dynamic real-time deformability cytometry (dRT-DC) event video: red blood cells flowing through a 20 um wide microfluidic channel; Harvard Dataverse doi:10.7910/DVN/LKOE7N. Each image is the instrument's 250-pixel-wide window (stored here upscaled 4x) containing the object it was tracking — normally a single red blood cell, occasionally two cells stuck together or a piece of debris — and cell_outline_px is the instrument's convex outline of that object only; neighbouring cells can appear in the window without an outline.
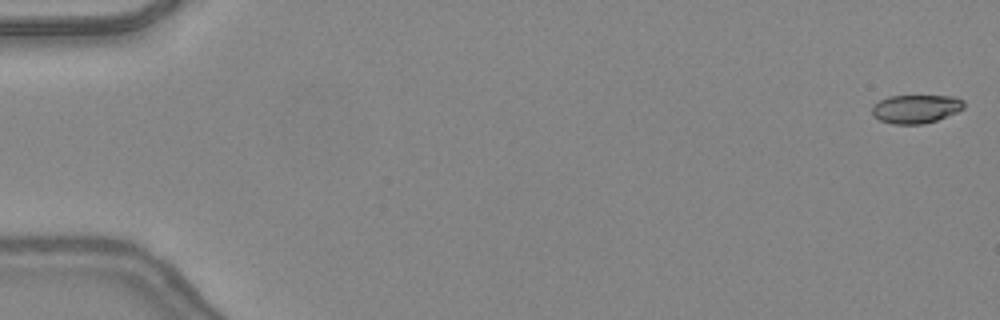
{"species": "common noctule bat (a hibernating species)", "species_latin": "Nyctalus noctula", "temperature_condition": "warm", "stored_images_in_passage": 48, "camera_frame_rate_fps": 3000, "um_per_image_px": 0.085, "animal": {"sex": "female", "body_mass_g": 24.6, "forearm_length_mm": 56.2}, "frame": {"image": 1, "passage_image": 1, "time_ms": 0.0, "image_size_px": [1000, 320], "cell_outline_px": [[964, 108], [956, 112], [936, 120], [924, 124], [892, 124], [880, 120], [872, 116], [872, 108], [880, 100], [888, 96], [952, 96], [964, 100]], "centroid_in_image_um": [77.84, 9.26], "position_along_channel_um": 7.2, "area_um2": 15.2}}
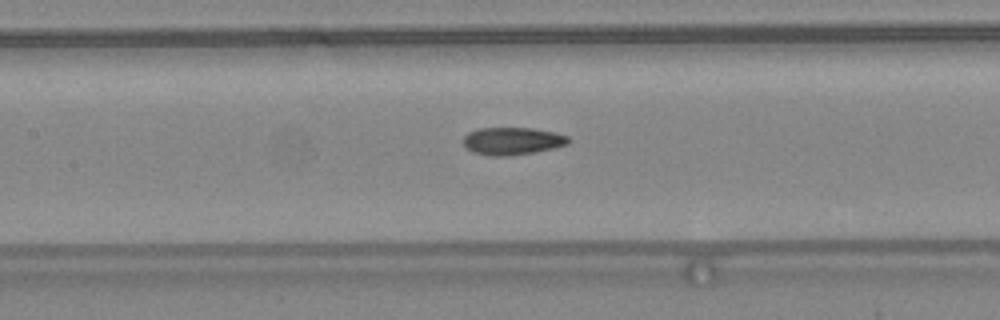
{"frame": {"image": 2, "passage_image": 23, "time_ms": 7.333, "image_size_px": [1000, 320], "cell_outline_px": [[568, 144], [552, 148], [532, 152], [508, 156], [492, 156], [472, 152], [464, 144], [464, 136], [468, 132], [480, 128], [532, 128], [556, 132], [568, 136]], "centroid_in_image_um": [43.54, 11.98], "position_along_channel_um": 163.9, "area_um2": 16.7}}
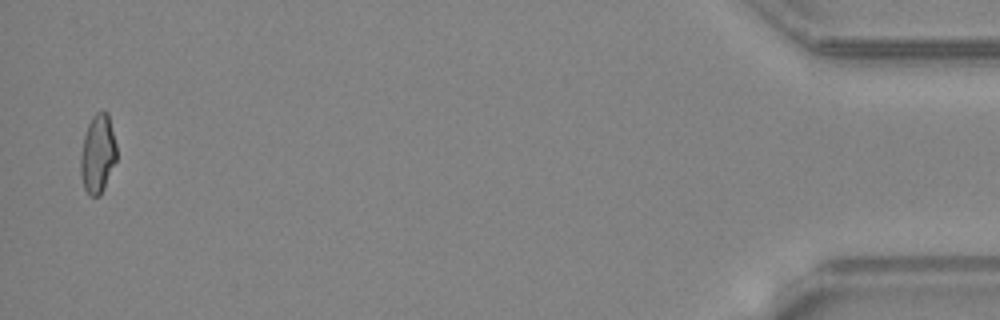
{"frame": {"image": 3, "passage_image": 47, "time_ms": 15.333, "image_size_px": [1000, 320], "cell_outline_px": [[116, 160], [104, 188], [100, 196], [88, 196], [84, 188], [80, 172], [80, 156], [84, 136], [88, 124], [92, 116], [96, 112], [104, 108], [108, 112], [116, 144]], "centroid_in_image_um": [8.3, 13.05], "position_along_channel_um": 426.9, "area_um2": 16.7}, "authors_computed_cell_mechanics": {"area_um2": 16.7042, "velocity_mm_per_s": 4.4122, "shape_relaxation_time_tau1_ms": null, "shape_relaxation_time_tau2_ms": 2.5603, "deformation_change_tau1": null, "deformation_change_tau2": 0.1012}}